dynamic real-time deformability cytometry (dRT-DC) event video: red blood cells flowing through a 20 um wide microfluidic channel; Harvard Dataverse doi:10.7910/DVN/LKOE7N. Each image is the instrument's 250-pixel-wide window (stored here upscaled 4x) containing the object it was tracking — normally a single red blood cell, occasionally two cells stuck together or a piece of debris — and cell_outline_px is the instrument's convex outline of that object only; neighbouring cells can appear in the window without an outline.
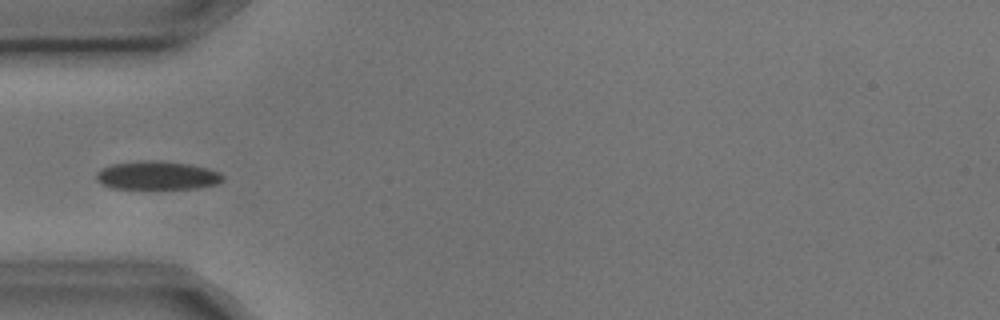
{"species": "common noctule bat (a hibernating species)", "species_latin": "Nyctalus noctula", "temperature_condition": "cold", "stored_images_in_passage": 2, "camera_frame_rate_fps": 3000, "um_per_image_px": 0.085, "animal": {"sex": "male", "body_mass_g": 17.9, "forearm_length_mm": 54.2}, "frame": {"image": 1, "passage_image": 1, "time_ms": 0.0, "image_size_px": [1000, 320], "cell_outline_px": [[224, 180], [216, 184], [196, 188], [112, 188], [96, 180], [96, 172], [100, 168], [112, 164], [136, 160], [160, 160], [188, 164], [208, 168], [220, 172], [224, 176]], "centroid_in_image_um": [13.35, 14.89], "position_along_channel_um": 71.6, "area_um2": 21.1}}
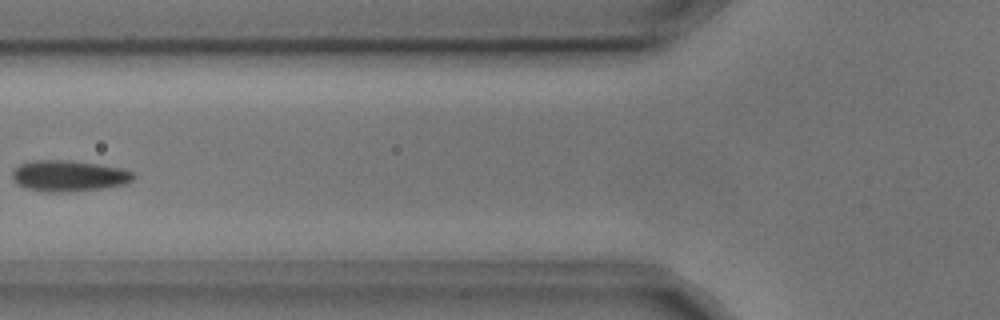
{"frame": {"image": 2, "passage_image": 2, "time_ms": 0.333, "image_size_px": [1000, 320], "cell_outline_px": [[136, 176], [132, 180], [124, 184], [100, 188], [60, 192], [44, 192], [24, 188], [16, 184], [12, 180], [12, 172], [20, 164], [32, 160], [72, 160], [120, 168], [132, 172]], "centroid_in_image_um": [5.78, 14.94], "position_along_channel_um": 120.0, "area_um2": 21.85}}